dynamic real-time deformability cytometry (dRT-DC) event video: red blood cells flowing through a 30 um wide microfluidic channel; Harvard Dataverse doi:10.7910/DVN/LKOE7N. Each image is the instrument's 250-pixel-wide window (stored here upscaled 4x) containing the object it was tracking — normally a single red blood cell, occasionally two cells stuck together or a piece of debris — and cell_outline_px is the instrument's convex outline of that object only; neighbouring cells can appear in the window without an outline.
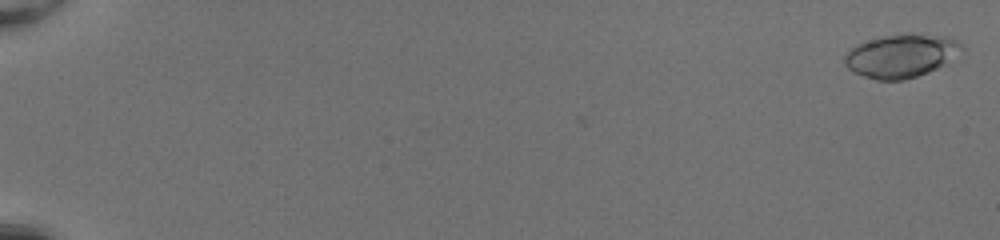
{"species": "common noctule bat (a hibernating species)", "species_latin": "Nyctalus noctula", "temperature_condition": "room temperature", "stored_images_in_passage": 5, "camera_frame_rate_fps": 3000, "um_per_image_px": 0.085, "animal": {"sex": "female", "body_mass_g": 20.0, "forearm_length_mm": 54.0}, "frame": {"image": 1, "passage_image": 2, "time_ms": 0.333, "image_size_px": [1000, 240], "cell_outline_px": [[964, 52], [944, 64], [928, 72], [904, 80], [876, 80], [864, 76], [848, 68], [844, 64], [844, 56], [856, 44], [884, 36], [908, 32], [912, 32], [944, 36], [956, 40], [964, 44]], "centroid_in_image_um": [76.65, 4.72], "position_along_channel_um": 8.3, "area_um2": 29.77}}